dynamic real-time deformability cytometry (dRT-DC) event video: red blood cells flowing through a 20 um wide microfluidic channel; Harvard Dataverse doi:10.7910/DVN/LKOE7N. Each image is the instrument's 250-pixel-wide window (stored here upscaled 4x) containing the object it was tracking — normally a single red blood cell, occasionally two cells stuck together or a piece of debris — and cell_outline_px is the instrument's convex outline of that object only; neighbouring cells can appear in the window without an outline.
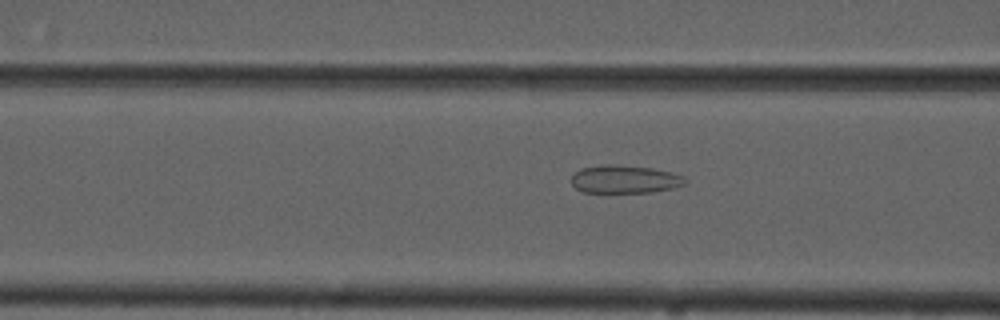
{"species": "common noctule bat (a hibernating species)", "species_latin": "Nyctalus noctula", "temperature_condition": "cold", "stored_images_in_passage": 48, "camera_frame_rate_fps": 3000, "um_per_image_px": 0.085, "animal": {"sex": "male", "forearm_length_mm": 52.5}, "frame": {"image": 1, "passage_image": 15, "time_ms": 4.667, "image_size_px": [1000, 320], "cell_outline_px": [[684, 184], [672, 188], [652, 192], [584, 192], [576, 188], [572, 184], [572, 176], [580, 168], [604, 164], [616, 164], [652, 168], [672, 172], [684, 176]], "centroid_in_image_um": [53.08, 15.22], "position_along_channel_um": 113.5, "area_um2": 18.5}}
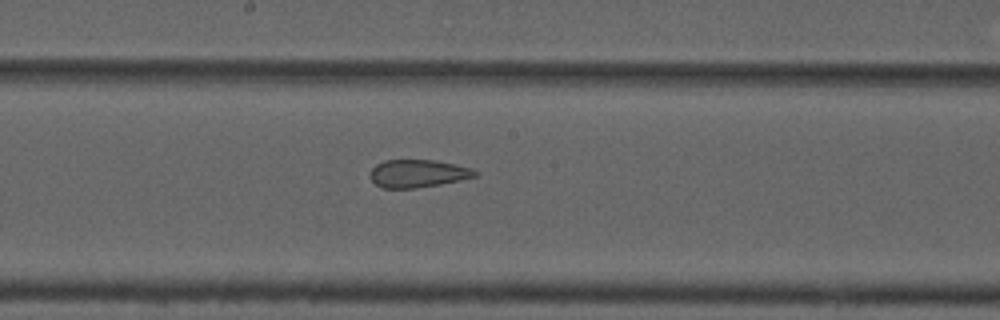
{"frame": {"image": 2, "passage_image": 23, "time_ms": 7.333, "image_size_px": [1000, 320], "cell_outline_px": [[480, 172], [476, 176], [460, 180], [440, 184], [416, 188], [380, 188], [372, 180], [368, 172], [376, 164], [384, 160], [436, 160], [472, 168]], "centroid_in_image_um": [35.51, 14.74], "position_along_channel_um": 212.7, "area_um2": 17.11}}
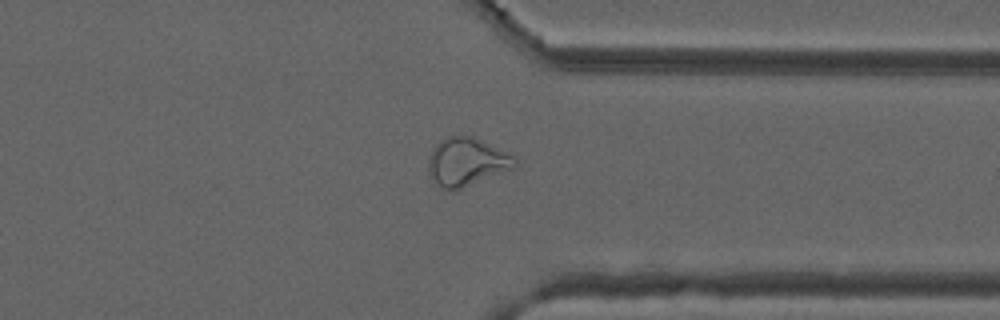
{"frame": {"image": 3, "passage_image": 36, "time_ms": 11.667, "image_size_px": [1000, 320], "cell_outline_px": [[516, 164], [512, 168], [452, 192], [436, 184], [428, 172], [428, 156], [436, 144], [440, 140], [448, 136], [472, 136], [516, 156]], "centroid_in_image_um": [39.63, 13.76], "position_along_channel_um": 371.8, "area_um2": 24.1}, "authors_computed_cell_mechanics": {"area_um2": 21.1259, "velocity_mm_per_s": 3.705, "shape_relaxation_time_tau1_ms": null, "shape_relaxation_time_tau2_ms": 1.7786, "deformation_change_tau1": null, "deformation_change_tau2": 0.0953}}